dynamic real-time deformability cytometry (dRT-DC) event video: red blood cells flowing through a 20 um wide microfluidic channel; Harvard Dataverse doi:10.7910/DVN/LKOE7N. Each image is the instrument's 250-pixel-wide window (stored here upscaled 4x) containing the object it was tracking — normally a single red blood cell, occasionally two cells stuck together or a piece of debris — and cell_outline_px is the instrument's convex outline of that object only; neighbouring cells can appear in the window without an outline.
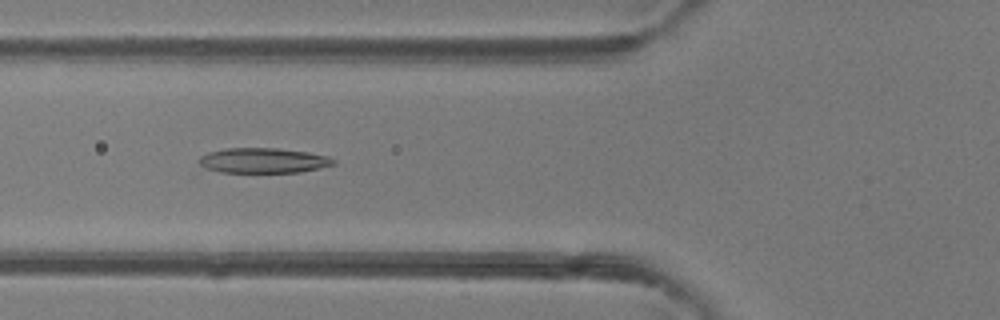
{"species": "common noctule bat (a hibernating species)", "species_latin": "Nyctalus noctula", "temperature_condition": "room temperature", "stored_images_in_passage": 26, "camera_frame_rate_fps": 3000, "um_per_image_px": 0.085, "animal": {"sex": "female"}, "frame": {"image": 1, "passage_image": 3, "time_ms": 0.667, "image_size_px": [1000, 320], "cell_outline_px": [[336, 164], [320, 168], [300, 172], [220, 172], [204, 168], [196, 160], [200, 156], [208, 152], [224, 148], [276, 148], [308, 152], [328, 156], [336, 160]], "centroid_in_image_um": [22.36, 13.64], "position_along_channel_um": 103.4, "area_um2": 19.83}}
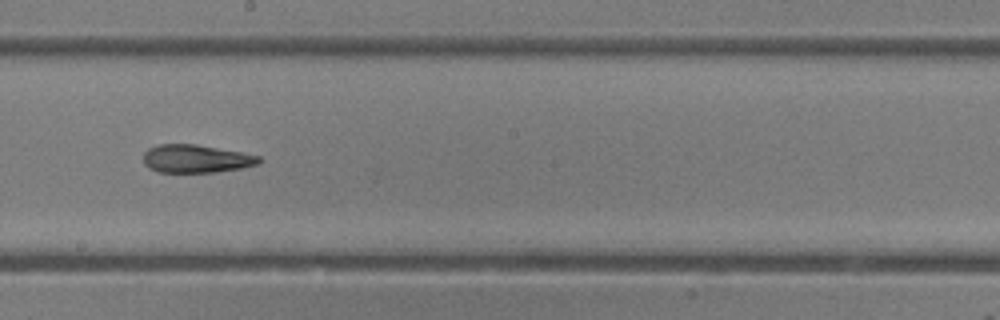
{"frame": {"image": 2, "passage_image": 12, "time_ms": 3.667, "image_size_px": [1000, 320], "cell_outline_px": [[264, 160], [260, 164], [240, 168], [216, 172], [160, 172], [148, 168], [144, 164], [144, 152], [148, 148], [156, 144], [196, 144], [240, 152], [260, 156]], "centroid_in_image_um": [16.67, 13.49], "position_along_channel_um": 231.5, "area_um2": 19.02}}
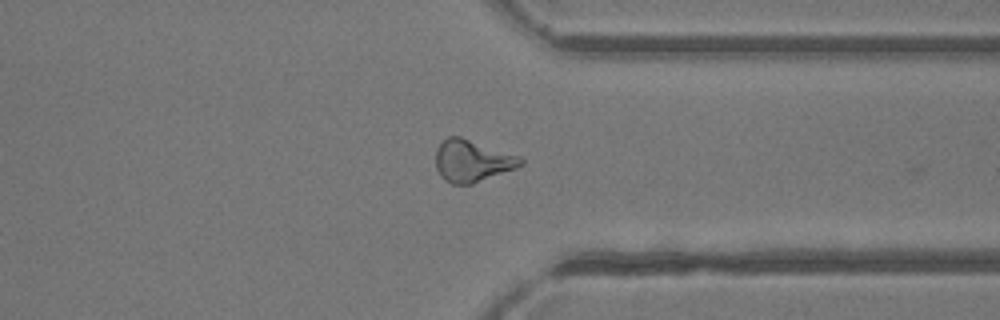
{"frame": {"image": 3, "passage_image": 22, "time_ms": 7.0, "image_size_px": [1000, 320], "cell_outline_px": [[524, 164], [516, 168], [472, 184], [452, 184], [444, 180], [440, 176], [436, 168], [436, 148], [448, 136], [460, 136], [520, 156], [524, 160]], "centroid_in_image_um": [40.13, 13.67], "position_along_channel_um": 371.3, "area_um2": 20.81}}